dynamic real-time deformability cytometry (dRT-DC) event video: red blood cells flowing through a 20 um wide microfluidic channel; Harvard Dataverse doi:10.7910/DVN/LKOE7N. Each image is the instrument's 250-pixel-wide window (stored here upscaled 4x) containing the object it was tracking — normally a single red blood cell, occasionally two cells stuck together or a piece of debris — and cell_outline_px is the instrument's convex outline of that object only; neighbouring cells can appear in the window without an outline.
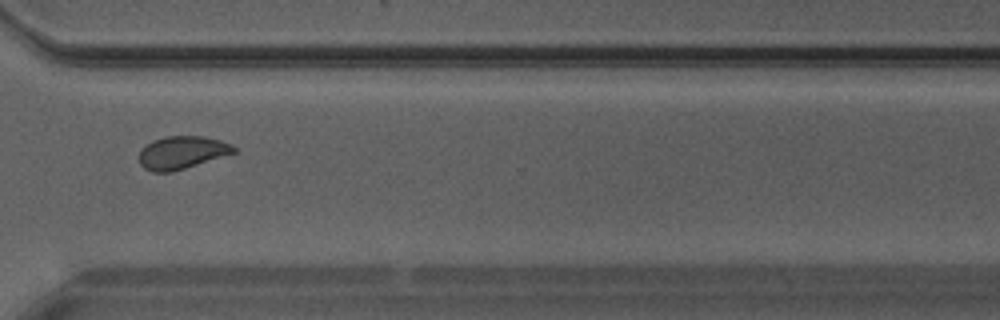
{"species": "Egyptian fruit bat (a non-hibernating species)", "species_latin": "Rousettus aegyptiacus", "temperature_condition": "warm", "stored_images_in_passage": 28, "camera_frame_rate_fps": 3000, "um_per_image_px": 0.085, "animal": {"sex": "male"}, "frame": {"image": 1, "passage_image": 20, "time_ms": 6.333, "image_size_px": [1000, 320], "cell_outline_px": [[236, 152], [172, 172], [152, 172], [144, 168], [140, 164], [140, 148], [152, 140], [164, 136], [204, 136], [220, 140], [232, 144], [236, 148]], "centroid_in_image_um": [15.44, 12.95], "position_along_channel_um": 355.2, "area_um2": 18.15}}